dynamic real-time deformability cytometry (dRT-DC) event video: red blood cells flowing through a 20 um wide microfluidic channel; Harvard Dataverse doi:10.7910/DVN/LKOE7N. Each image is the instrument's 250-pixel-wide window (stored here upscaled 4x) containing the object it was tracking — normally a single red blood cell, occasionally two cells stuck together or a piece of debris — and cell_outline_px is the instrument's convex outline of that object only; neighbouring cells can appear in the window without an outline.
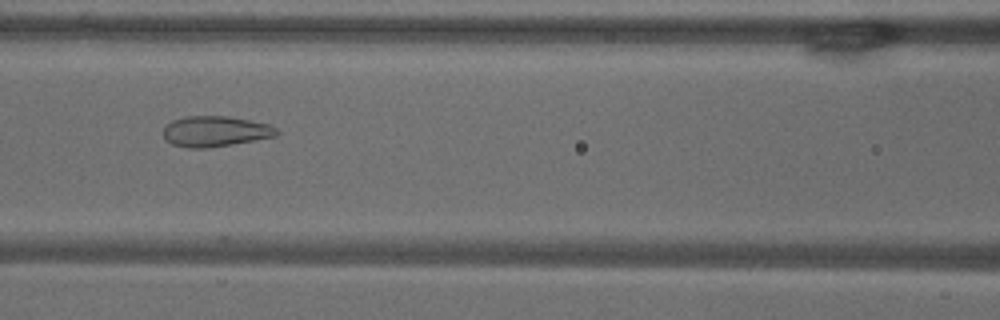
{"species": "common noctule bat (a hibernating species)", "species_latin": "Nyctalus noctula", "temperature_condition": "warm", "stored_images_in_passage": 38, "camera_frame_rate_fps": 3000, "um_per_image_px": 0.085, "animal": {"sex": "male", "body_mass_g": 18.8}, "frame": {"image": 1, "passage_image": 10, "time_ms": 3.0, "image_size_px": [1000, 320], "cell_outline_px": [[280, 132], [276, 136], [232, 144], [204, 148], [188, 148], [172, 144], [164, 140], [164, 128], [172, 120], [188, 116], [228, 116], [268, 124], [276, 128]], "centroid_in_image_um": [18.28, 11.17], "position_along_channel_um": 148.3, "area_um2": 20.06}}
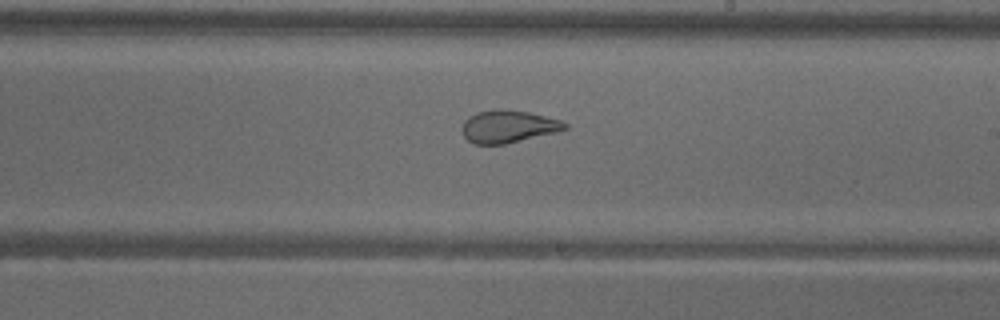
{"frame": {"image": 2, "passage_image": 18, "time_ms": 5.667, "image_size_px": [1000, 320], "cell_outline_px": [[568, 128], [556, 132], [504, 144], [472, 144], [464, 136], [460, 128], [464, 120], [468, 116], [476, 112], [496, 108], [500, 108], [528, 112], [560, 120], [568, 124]], "centroid_in_image_um": [43.14, 10.74], "position_along_channel_um": 245.9, "area_um2": 19.59}}
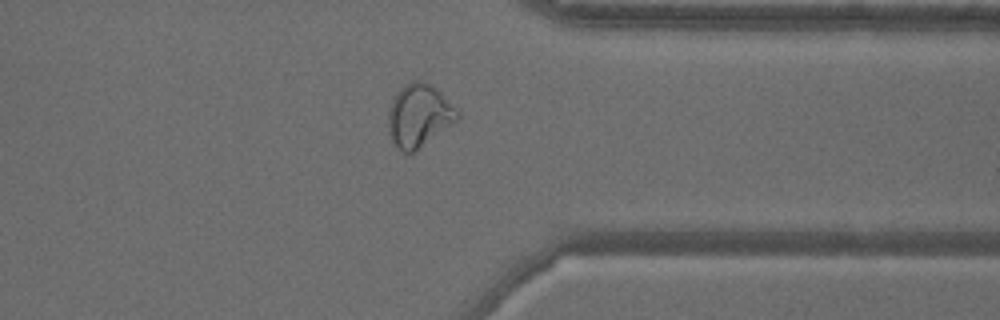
{"frame": {"image": 3, "passage_image": 29, "time_ms": 9.333, "image_size_px": [1000, 320], "cell_outline_px": [[460, 120], [412, 152], [404, 152], [392, 140], [388, 132], [388, 112], [392, 96], [404, 84], [412, 80], [420, 80], [432, 84], [460, 112]], "centroid_in_image_um": [35.62, 9.77], "position_along_channel_um": 375.8, "area_um2": 25.43}, "authors_computed_cell_mechanics": {"area_um2": 21.2993, "velocity_mm_per_s": 3.671, "shape_relaxation_time_tau1_ms": null, "shape_relaxation_time_tau2_ms": 1.2894, "deformation_change_tau1": null, "deformation_change_tau2": 0.0784}}